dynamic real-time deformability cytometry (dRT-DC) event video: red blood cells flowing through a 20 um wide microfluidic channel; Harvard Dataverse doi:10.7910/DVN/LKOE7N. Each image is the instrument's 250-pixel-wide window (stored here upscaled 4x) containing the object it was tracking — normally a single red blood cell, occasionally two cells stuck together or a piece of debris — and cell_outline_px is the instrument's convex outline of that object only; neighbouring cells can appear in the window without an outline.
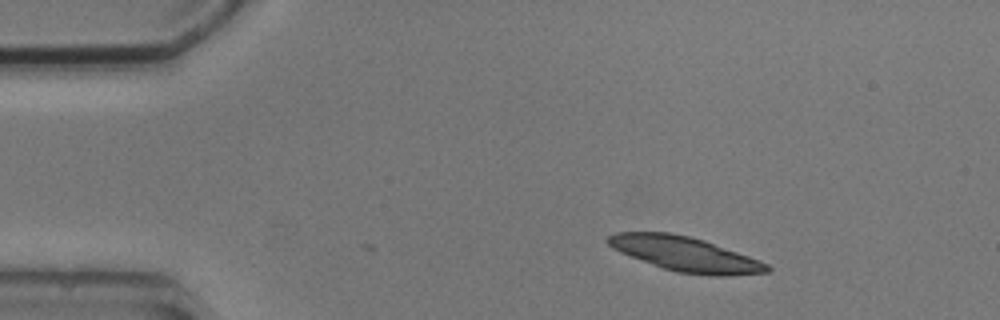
{"species": "common noctule bat (a hibernating species)", "species_latin": "Nyctalus noctula", "temperature_condition": "cold", "stored_images_in_passage": 3, "camera_frame_rate_fps": 3000, "um_per_image_px": 0.085, "animal": {"sex": "male", "body_mass_g": 20.5, "forearm_length_mm": 52.5}, "frame": {"image": 1, "passage_image": 1, "time_ms": 0.0, "image_size_px": [1000, 320], "cell_outline_px": [[772, 268], [768, 272], [728, 276], [712, 276], [676, 272], [664, 268], [620, 252], [612, 248], [604, 240], [608, 236], [616, 232], [668, 232], [688, 236], [704, 240], [760, 260], [768, 264]], "centroid_in_image_um": [58.25, 21.59], "position_along_channel_um": 26.7, "area_um2": 31.91}}